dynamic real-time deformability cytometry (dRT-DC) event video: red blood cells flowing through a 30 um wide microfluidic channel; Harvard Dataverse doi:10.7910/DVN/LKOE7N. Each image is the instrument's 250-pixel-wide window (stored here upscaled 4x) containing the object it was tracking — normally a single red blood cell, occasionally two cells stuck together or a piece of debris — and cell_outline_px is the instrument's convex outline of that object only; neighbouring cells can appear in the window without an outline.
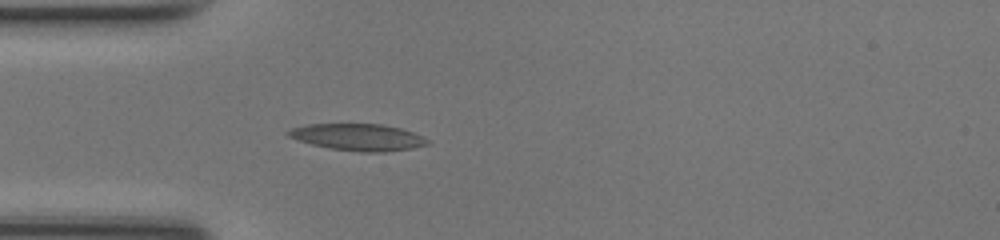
{"species": "common noctule bat (a hibernating species)", "species_latin": "Nyctalus noctula", "temperature_condition": "room temperature", "stored_images_in_passage": 36, "camera_frame_rate_fps": 3000, "um_per_image_px": 0.085, "animal": {"sex": "female", "body_mass_g": 17.0, "forearm_length_mm": 48.0}, "frame": {"image": 1, "passage_image": 1, "time_ms": 0.0, "image_size_px": [1000, 240], "cell_outline_px": [[428, 144], [412, 148], [384, 152], [360, 152], [328, 148], [312, 144], [288, 136], [284, 132], [292, 128], [308, 124], [380, 124], [400, 128], [412, 132], [428, 140]], "centroid_in_image_um": [30.4, 11.66], "position_along_channel_um": 54.6, "area_um2": 21.5}}
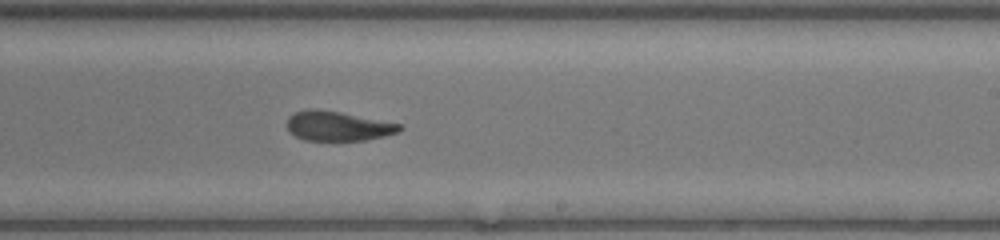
{"frame": {"image": 2, "passage_image": 16, "time_ms": 5.0, "image_size_px": [1000, 240], "cell_outline_px": [[404, 128], [400, 132], [384, 136], [364, 140], [304, 140], [288, 132], [288, 116], [296, 112], [316, 108], [340, 112], [404, 124]], "centroid_in_image_um": [28.77, 10.71], "position_along_channel_um": 260.2, "area_um2": 19.48}}
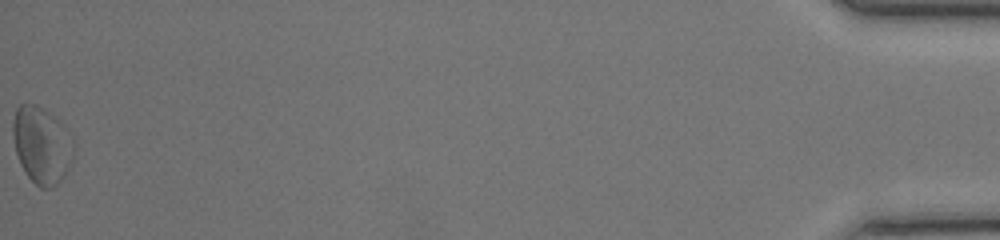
{"frame": {"image": 3, "passage_image": 36, "time_ms": 11.667, "image_size_px": [1000, 240], "cell_outline_px": [[72, 160], [68, 168], [60, 180], [52, 188], [40, 188], [24, 172], [20, 164], [16, 152], [12, 136], [12, 124], [16, 108], [20, 104], [32, 104], [40, 108], [60, 120], [64, 124], [72, 136]], "centroid_in_image_um": [3.53, 12.33], "position_along_channel_um": 431.7, "area_um2": 27.05}, "authors_computed_cell_mechanics": {"area_um2": 20.6346, "velocity_mm_per_s": 4.2119, "shape_relaxation_time_tau1_ms": null, "shape_relaxation_time_tau2_ms": 4.1554, "deformation_change_tau1": null, "deformation_change_tau2": 0.1356}}